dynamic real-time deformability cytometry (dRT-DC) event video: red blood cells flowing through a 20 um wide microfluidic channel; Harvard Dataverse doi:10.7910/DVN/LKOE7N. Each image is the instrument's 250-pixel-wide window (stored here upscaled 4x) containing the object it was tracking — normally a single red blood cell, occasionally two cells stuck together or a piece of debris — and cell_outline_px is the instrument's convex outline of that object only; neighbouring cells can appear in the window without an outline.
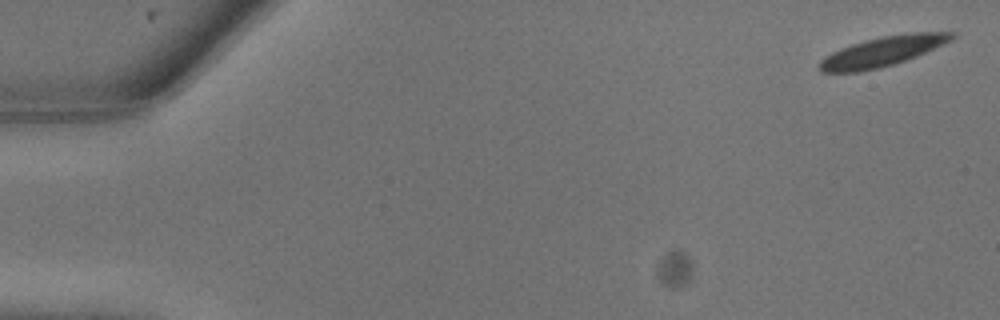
{"species": "common noctule bat (a hibernating species)", "species_latin": "Nyctalus noctula", "temperature_condition": "warm", "stored_images_in_passage": 6, "camera_frame_rate_fps": 3000, "um_per_image_px": 0.085, "animal": {"sex": "male", "body_mass_g": 13.3}, "frame": {"image": 1, "passage_image": 1, "time_ms": 0.0, "image_size_px": [1000, 320], "cell_outline_px": [[956, 36], [952, 40], [916, 56], [896, 64], [880, 68], [860, 72], [820, 72], [816, 68], [816, 64], [824, 56], [840, 48], [852, 44], [884, 36], [908, 32], [956, 32]], "centroid_in_image_um": [74.97, 4.39], "position_along_channel_um": 10.0, "area_um2": 23.12}}